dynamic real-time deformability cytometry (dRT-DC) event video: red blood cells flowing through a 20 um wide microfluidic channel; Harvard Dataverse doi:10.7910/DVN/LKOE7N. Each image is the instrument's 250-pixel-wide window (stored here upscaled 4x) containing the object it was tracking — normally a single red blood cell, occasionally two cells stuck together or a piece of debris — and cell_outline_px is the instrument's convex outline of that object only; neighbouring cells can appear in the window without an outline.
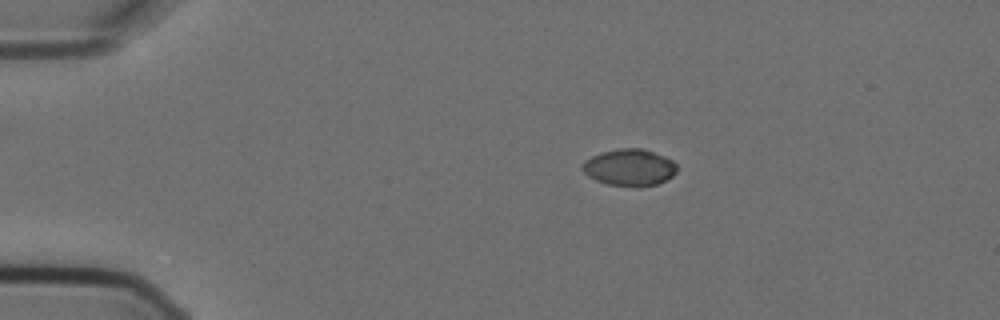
{"species": "Egyptian fruit bat (a non-hibernating species)", "species_latin": "Rousettus aegyptiacus", "temperature_condition": "cold", "stored_images_in_passage": 4, "camera_frame_rate_fps": 3000, "um_per_image_px": 0.085, "animal": {"sex": "female"}, "frame": {"image": 1, "passage_image": 1, "time_ms": 0.0, "image_size_px": [1000, 320], "cell_outline_px": [[680, 168], [672, 176], [656, 184], [636, 188], [608, 184], [596, 180], [588, 176], [580, 168], [580, 164], [584, 160], [600, 152], [620, 148], [640, 148], [664, 156], [672, 160]], "centroid_in_image_um": [53.48, 14.24], "position_along_channel_um": 31.5, "area_um2": 20.52}}
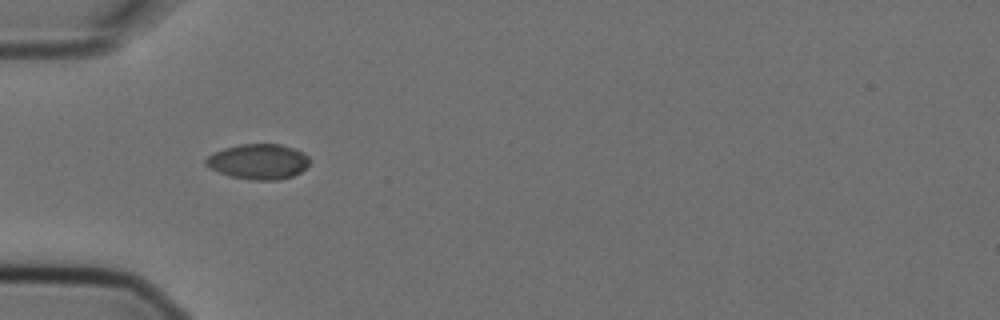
{"frame": {"image": 2, "passage_image": 3, "time_ms": 0.667, "image_size_px": [1000, 320], "cell_outline_px": [[308, 164], [300, 172], [292, 176], [280, 180], [252, 180], [232, 176], [220, 172], [204, 164], [204, 160], [208, 156], [224, 148], [240, 144], [280, 144], [304, 152], [308, 156]], "centroid_in_image_um": [21.97, 13.73], "position_along_channel_um": 63.0, "area_um2": 21.1}}
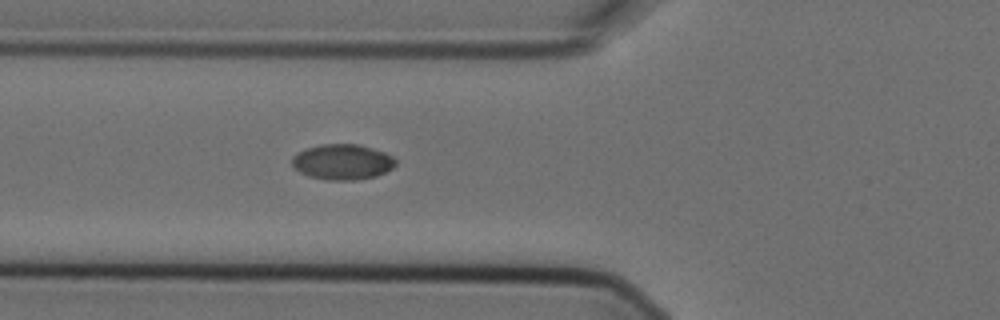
{"frame": {"image": 3, "passage_image": 4, "time_ms": 1.0, "image_size_px": [1000, 320], "cell_outline_px": [[396, 164], [392, 168], [376, 176], [356, 180], [328, 180], [308, 176], [300, 172], [292, 164], [292, 156], [296, 152], [320, 144], [360, 144], [384, 152], [392, 156], [396, 160]], "centroid_in_image_um": [29.1, 13.76], "position_along_channel_um": 96.7, "area_um2": 21.44}}